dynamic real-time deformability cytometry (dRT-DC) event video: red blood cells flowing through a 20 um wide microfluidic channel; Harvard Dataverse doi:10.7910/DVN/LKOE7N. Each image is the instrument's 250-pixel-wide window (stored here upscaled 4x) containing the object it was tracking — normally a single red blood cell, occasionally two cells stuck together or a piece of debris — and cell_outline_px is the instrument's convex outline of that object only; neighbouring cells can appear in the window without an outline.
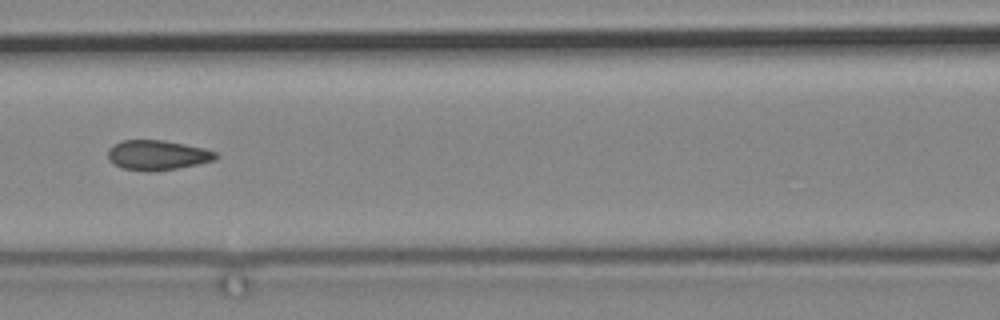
{"species": "common noctule bat (a hibernating species)", "species_latin": "Nyctalus noctula", "temperature_condition": "cold", "stored_images_in_passage": 16, "camera_frame_rate_fps": 3000, "um_per_image_px": 0.085, "animal": {"sex": "male", "body_mass_g": 19.2, "forearm_length_mm": 51.8}, "frame": {"image": 1, "passage_image": 16, "time_ms": 18.667, "image_size_px": [1000, 320], "cell_outline_px": [[216, 160], [176, 168], [148, 172], [124, 168], [108, 160], [108, 148], [112, 144], [124, 140], [164, 140], [204, 148], [216, 152]], "centroid_in_image_um": [13.35, 13.17], "position_along_channel_um": 153.3, "area_um2": 18.61}}